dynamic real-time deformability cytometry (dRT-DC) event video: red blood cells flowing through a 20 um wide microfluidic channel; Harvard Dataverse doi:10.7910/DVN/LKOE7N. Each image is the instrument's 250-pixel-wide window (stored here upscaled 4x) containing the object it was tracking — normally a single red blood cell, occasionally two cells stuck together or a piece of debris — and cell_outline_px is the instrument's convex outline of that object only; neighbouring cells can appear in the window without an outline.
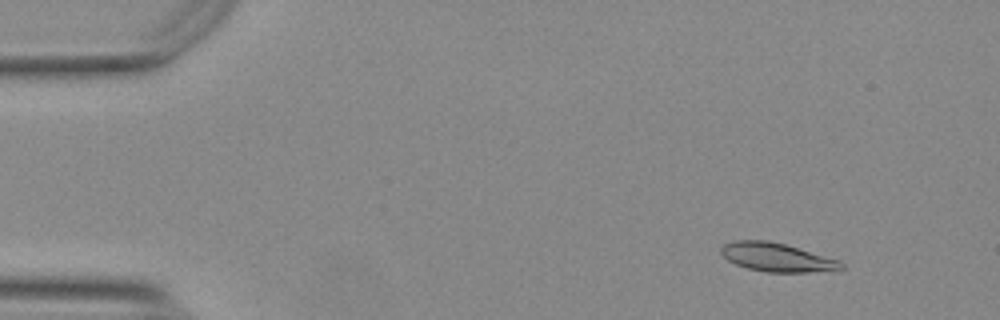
{"species": "Egyptian fruit bat (a non-hibernating species)", "species_latin": "Rousettus aegyptiacus", "temperature_condition": "warm", "stored_images_in_passage": 49, "camera_frame_rate_fps": 3000, "um_per_image_px": 0.085, "animal": {"sex": "female"}, "frame": {"image": 1, "passage_image": 5, "time_ms": 1.333, "image_size_px": [1000, 320], "cell_outline_px": [[844, 268], [840, 272], [764, 272], [748, 268], [736, 264], [728, 260], [720, 252], [720, 248], [724, 244], [732, 240], [768, 240], [784, 244], [840, 260], [844, 264]], "centroid_in_image_um": [66.1, 21.89], "position_along_channel_um": 18.9, "area_um2": 20.35}}
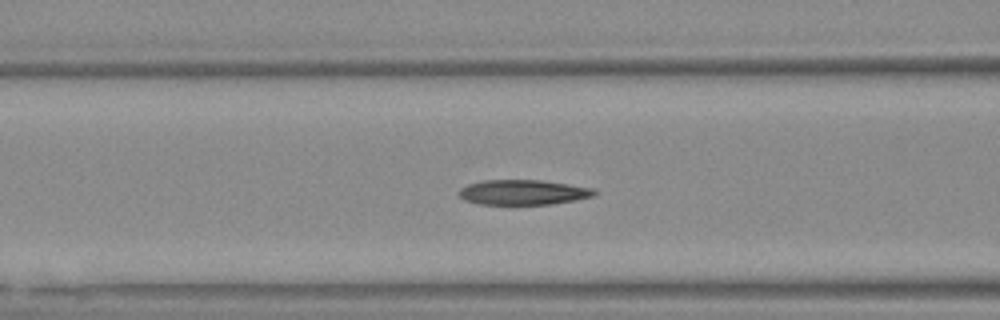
{"frame": {"image": 2, "passage_image": 21, "time_ms": 6.667, "image_size_px": [1000, 320], "cell_outline_px": [[596, 192], [592, 196], [576, 200], [552, 204], [480, 204], [464, 200], [460, 196], [460, 188], [468, 184], [484, 180], [540, 180], [568, 184], [592, 188]], "centroid_in_image_um": [44.45, 16.34], "position_along_channel_um": 122.2, "area_um2": 19.54}}
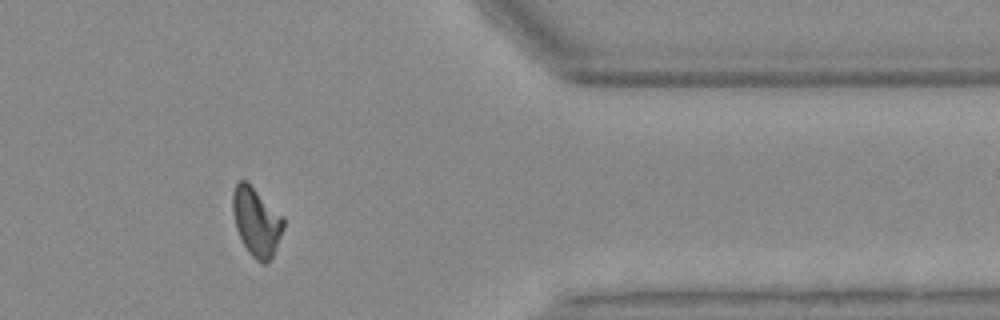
{"frame": {"image": 3, "passage_image": 44, "time_ms": 14.333, "image_size_px": [1000, 320], "cell_outline_px": [[284, 228], [272, 256], [268, 264], [260, 264], [248, 252], [236, 228], [232, 212], [232, 192], [236, 184], [240, 180], [244, 180], [284, 216]], "centroid_in_image_um": [21.8, 18.87], "position_along_channel_um": 389.6, "area_um2": 20.17}}